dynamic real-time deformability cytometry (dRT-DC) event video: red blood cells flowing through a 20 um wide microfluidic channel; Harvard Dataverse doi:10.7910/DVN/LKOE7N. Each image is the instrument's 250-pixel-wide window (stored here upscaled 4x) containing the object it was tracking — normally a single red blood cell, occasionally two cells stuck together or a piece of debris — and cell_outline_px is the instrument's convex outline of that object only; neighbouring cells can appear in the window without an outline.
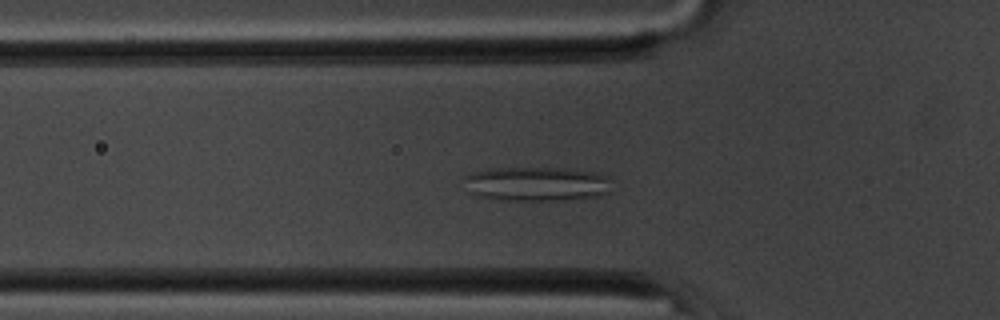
{"species": "common noctule bat (a hibernating species)", "species_latin": "Nyctalus noctula", "temperature_condition": "room temperature", "stored_images_in_passage": 47, "segment_of_instrument_passage": [1, 2], "camera_frame_rate_fps": 3000, "um_per_image_px": 0.085, "animal": {"sex": "male", "body_mass_g": 20.1, "forearm_length_mm": 53.5}, "frame": {"image": 1, "passage_image": 10, "time_ms": 3.0, "image_size_px": [1000, 320], "cell_outline_px": [[608, 192], [596, 196], [564, 200], [504, 200], [476, 196], [472, 192], [464, 176], [472, 172], [488, 168], [564, 168], [596, 172], [608, 176]], "centroid_in_image_um": [45.61, 15.62], "position_along_channel_um": 80.2, "area_um2": 29.25}}
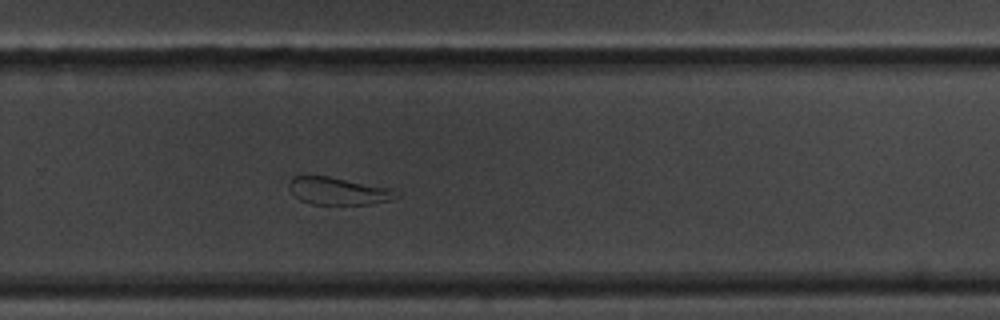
{"frame": {"image": 2, "passage_image": 28, "time_ms": 9.0, "image_size_px": [1000, 320], "cell_outline_px": [[400, 196], [392, 200], [372, 204], [312, 204], [300, 200], [288, 188], [288, 180], [292, 176], [328, 176], [392, 188], [400, 192]], "centroid_in_image_um": [28.79, 16.23], "position_along_channel_um": 301.0, "area_um2": 17.34}}
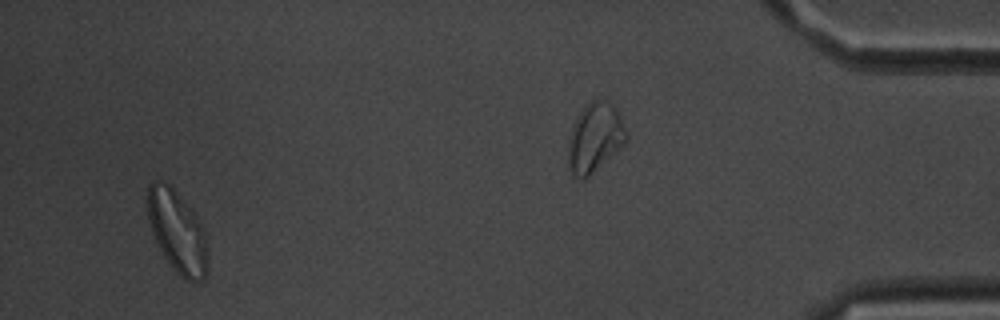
{"frame": {"image": 3, "passage_image": 44, "time_ms": 14.333, "image_size_px": [1000, 320], "cell_outline_px": [[208, 272], [204, 280], [188, 280], [180, 276], [168, 264], [152, 232], [148, 220], [148, 188], [156, 180], [160, 180], [168, 184], [172, 188], [200, 220], [204, 228], [208, 240]], "centroid_in_image_um": [15.12, 19.74], "position_along_channel_um": 420.1, "area_um2": 28.78}}